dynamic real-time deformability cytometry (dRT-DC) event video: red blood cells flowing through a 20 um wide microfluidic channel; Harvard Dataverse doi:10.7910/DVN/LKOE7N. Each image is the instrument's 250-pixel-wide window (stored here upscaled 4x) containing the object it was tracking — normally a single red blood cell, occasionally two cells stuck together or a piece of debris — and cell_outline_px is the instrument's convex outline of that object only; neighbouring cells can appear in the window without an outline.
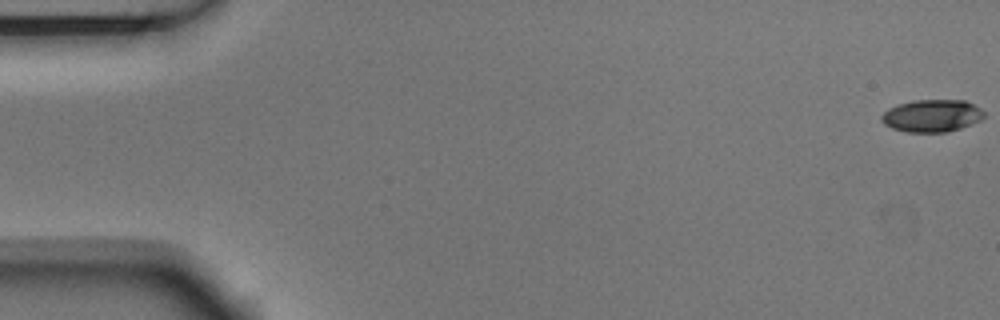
{"species": "Egyptian fruit bat (a non-hibernating species)", "species_latin": "Rousettus aegyptiacus", "temperature_condition": "room temperature", "stored_images_in_passage": 7, "camera_frame_rate_fps": 3000, "um_per_image_px": 0.085, "animal": {"sex": "male"}, "frame": {"image": 1, "passage_image": 1, "time_ms": 0.0, "image_size_px": [1000, 320], "cell_outline_px": [[984, 116], [980, 120], [960, 128], [948, 132], [908, 132], [892, 128], [884, 124], [880, 120], [880, 116], [888, 108], [912, 100], [964, 100], [980, 108], [984, 112]], "centroid_in_image_um": [79.18, 9.84], "position_along_channel_um": 5.8, "area_um2": 19.31}}
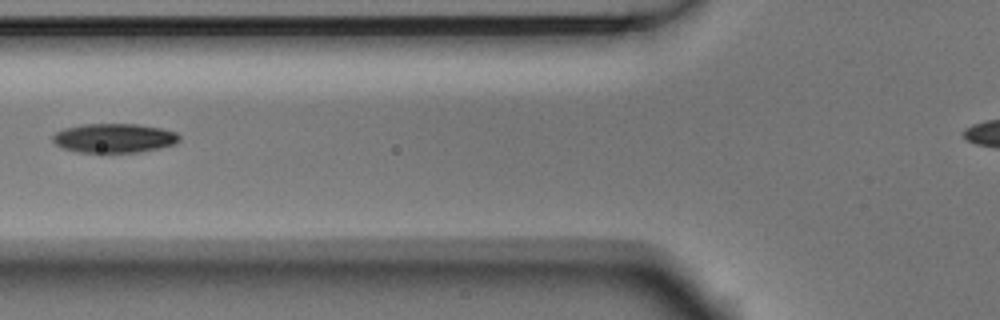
{"frame": {"image": 2, "passage_image": 6, "time_ms": 1.667, "image_size_px": [1000, 320], "cell_outline_px": [[180, 140], [176, 144], [160, 148], [140, 152], [80, 152], [64, 148], [56, 144], [52, 140], [52, 136], [56, 132], [64, 128], [80, 124], [136, 124], [160, 128], [176, 132], [180, 136]], "centroid_in_image_um": [9.72, 11.73], "position_along_channel_um": 116.1, "area_um2": 21.56}}
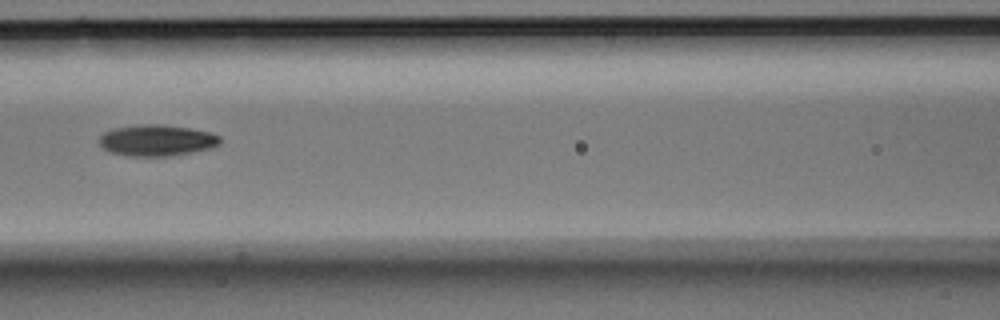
{"frame": {"image": 3, "passage_image": 7, "time_ms": 2.0, "image_size_px": [1000, 320], "cell_outline_px": [[220, 144], [212, 148], [172, 156], [128, 156], [112, 152], [104, 148], [100, 144], [100, 136], [104, 132], [112, 128], [144, 124], [164, 124], [188, 128], [208, 132], [220, 136]], "centroid_in_image_um": [13.34, 11.93], "position_along_channel_um": 153.3, "area_um2": 21.96}}